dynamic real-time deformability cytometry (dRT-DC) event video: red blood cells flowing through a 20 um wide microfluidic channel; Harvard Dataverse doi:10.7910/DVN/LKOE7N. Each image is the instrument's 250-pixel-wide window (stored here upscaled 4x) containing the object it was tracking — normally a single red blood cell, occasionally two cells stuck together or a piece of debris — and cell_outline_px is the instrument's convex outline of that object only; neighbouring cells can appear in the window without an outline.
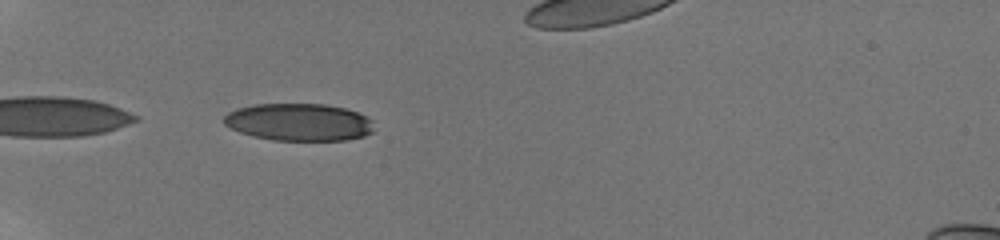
{"species": "human", "species_latin": "Homo sapiens", "temperature_condition": "room temperature", "stored_images_in_passage": 35, "camera_frame_rate_fps": 3000, "um_per_image_px": 0.085, "donor": {"sex": "male"}, "frame": {"image": 1, "passage_image": 1, "time_ms": 0.0, "image_size_px": [1000, 240], "cell_outline_px": [[372, 132], [364, 136], [344, 140], [272, 140], [252, 136], [240, 132], [224, 124], [224, 116], [228, 112], [236, 108], [256, 104], [324, 104], [344, 108], [356, 112], [372, 120]], "centroid_in_image_um": [25.38, 10.38], "position_along_channel_um": 59.6, "area_um2": 32.54}}
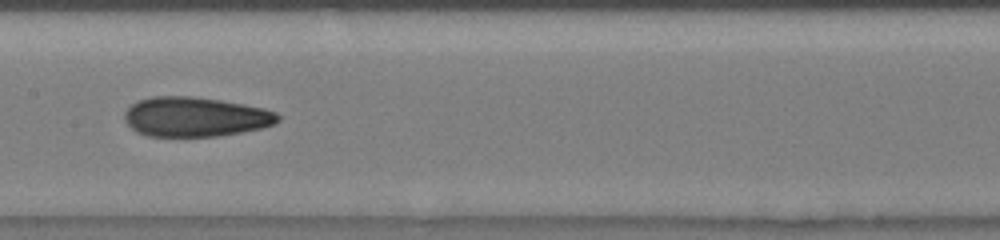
{"frame": {"image": 2, "passage_image": 13, "time_ms": 4.0, "image_size_px": [1000, 240], "cell_outline_px": [[280, 120], [276, 124], [260, 128], [220, 136], [148, 136], [136, 132], [124, 120], [124, 112], [136, 100], [152, 96], [192, 96], [220, 100], [244, 104], [264, 108], [276, 112], [280, 116]], "centroid_in_image_um": [16.59, 9.92], "position_along_channel_um": 190.8, "area_um2": 35.6}}
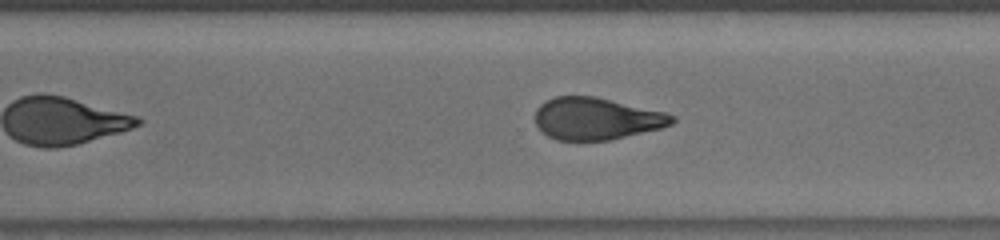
{"frame": {"image": 3, "passage_image": 23, "time_ms": 7.333, "image_size_px": [1000, 240], "cell_outline_px": [[676, 120], [672, 124], [660, 128], [612, 140], [556, 140], [540, 132], [536, 124], [536, 108], [540, 104], [556, 96], [596, 96], [664, 112], [676, 116]], "centroid_in_image_um": [50.68, 10.09], "position_along_channel_um": 319.9, "area_um2": 33.64}}